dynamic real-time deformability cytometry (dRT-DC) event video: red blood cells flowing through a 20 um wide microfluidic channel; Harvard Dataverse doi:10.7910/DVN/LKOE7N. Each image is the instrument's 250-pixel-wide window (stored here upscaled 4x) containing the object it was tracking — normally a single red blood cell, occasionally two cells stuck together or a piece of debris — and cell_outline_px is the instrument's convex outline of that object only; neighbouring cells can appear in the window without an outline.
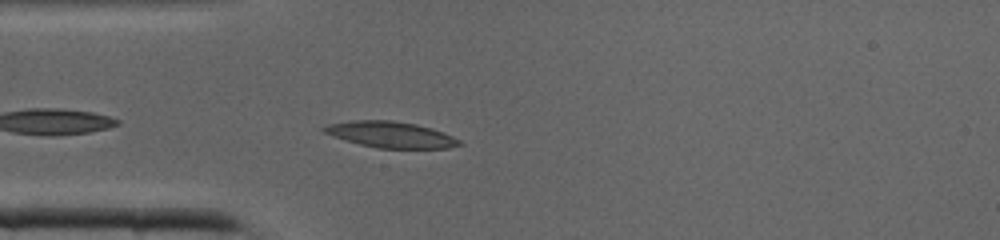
{"species": "common noctule bat (a hibernating species)", "species_latin": "Nyctalus noctula", "temperature_condition": "cold", "stored_images_in_passage": 20, "camera_frame_rate_fps": 3000, "um_per_image_px": 0.085, "animal": {"sex": "male", "body_mass_g": 19.0, "forearm_length_mm": 50.8}, "frame": {"image": 1, "passage_image": 2, "time_ms": 0.333, "image_size_px": [1000, 240], "cell_outline_px": [[464, 144], [448, 148], [376, 148], [360, 144], [332, 136], [324, 132], [320, 128], [328, 124], [352, 120], [392, 120], [416, 124], [432, 128], [444, 132], [460, 140]], "centroid_in_image_um": [33.22, 11.43], "position_along_channel_um": 51.8, "area_um2": 20.63}}
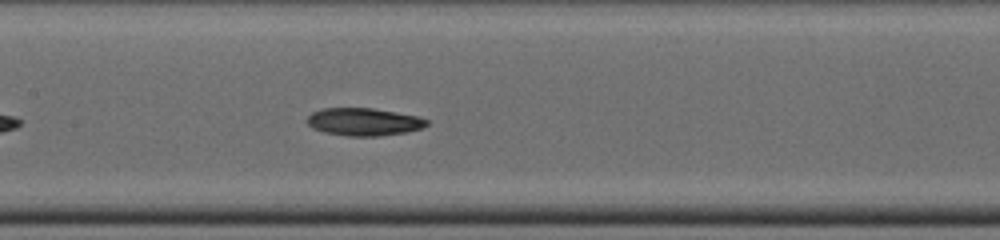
{"frame": {"image": 2, "passage_image": 10, "time_ms": 3.0, "image_size_px": [1000, 240], "cell_outline_px": [[428, 124], [424, 128], [408, 132], [380, 136], [348, 136], [324, 132], [312, 128], [308, 124], [308, 116], [312, 112], [324, 108], [372, 108], [396, 112], [416, 116], [428, 120]], "centroid_in_image_um": [30.94, 10.36], "position_along_channel_um": 176.5, "area_um2": 19.31}}
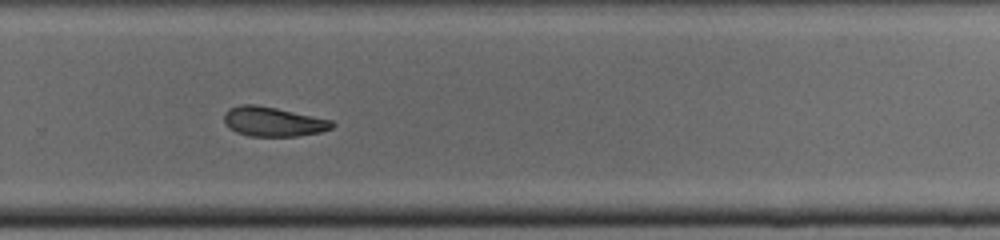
{"frame": {"image": 3, "passage_image": 18, "time_ms": 5.667, "image_size_px": [1000, 240], "cell_outline_px": [[336, 124], [332, 128], [320, 132], [296, 136], [248, 136], [236, 132], [228, 128], [224, 124], [224, 112], [228, 108], [240, 104], [256, 104], [276, 108], [332, 120]], "centroid_in_image_um": [23.17, 10.33], "position_along_channel_um": 306.6, "area_um2": 18.73}}